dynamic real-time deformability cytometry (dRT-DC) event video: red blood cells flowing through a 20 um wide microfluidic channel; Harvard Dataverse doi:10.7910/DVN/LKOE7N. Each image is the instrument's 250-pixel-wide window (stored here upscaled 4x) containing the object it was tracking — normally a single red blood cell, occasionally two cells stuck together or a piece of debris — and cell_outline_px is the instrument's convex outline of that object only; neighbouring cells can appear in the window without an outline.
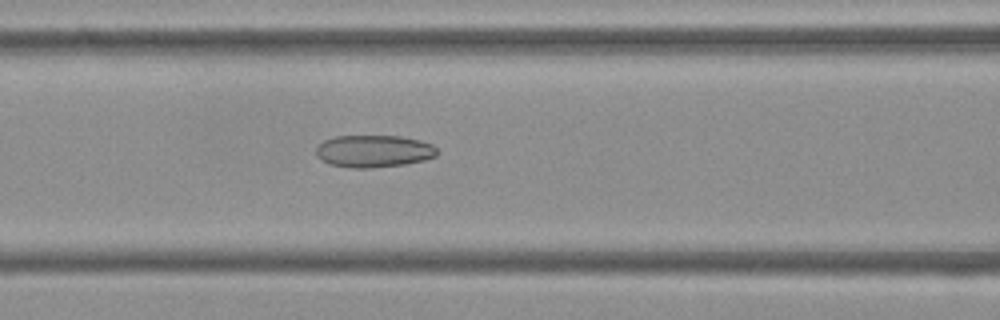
{"species": "Egyptian fruit bat (a non-hibernating species)", "species_latin": "Rousettus aegyptiacus", "temperature_condition": "cold", "stored_images_in_passage": 53, "camera_frame_rate_fps": 3000, "um_per_image_px": 0.085, "frame": {"image": 1, "passage_image": 22, "time_ms": 7.0, "image_size_px": [1000, 320], "cell_outline_px": [[440, 152], [436, 156], [424, 160], [404, 164], [372, 168], [352, 168], [328, 164], [320, 160], [316, 156], [316, 148], [324, 140], [336, 136], [400, 136], [420, 140], [432, 144]], "centroid_in_image_um": [31.77, 12.85], "position_along_channel_um": 134.8, "area_um2": 22.95}}
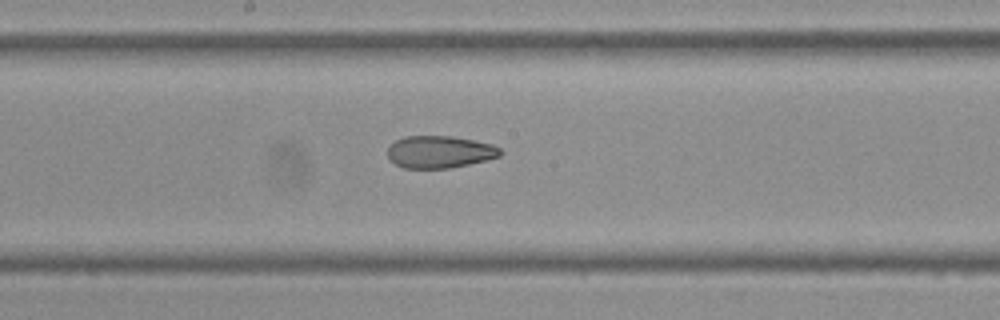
{"frame": {"image": 2, "passage_image": 28, "time_ms": 9.0, "image_size_px": [1000, 320], "cell_outline_px": [[500, 156], [468, 164], [448, 168], [404, 168], [388, 160], [388, 148], [396, 140], [404, 136], [452, 136], [492, 144], [500, 148]], "centroid_in_image_um": [37.33, 12.91], "position_along_channel_um": 210.9, "area_um2": 20.98}}
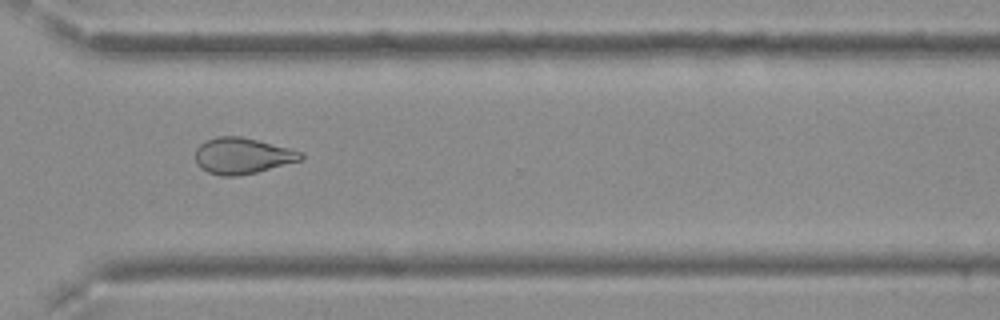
{"frame": {"image": 3, "passage_image": 39, "time_ms": 12.667, "image_size_px": [1000, 320], "cell_outline_px": [[304, 160], [256, 172], [236, 176], [220, 176], [208, 172], [200, 168], [196, 164], [196, 148], [200, 144], [216, 136], [240, 136], [304, 152]], "centroid_in_image_um": [20.61, 13.25], "position_along_channel_um": 350.0, "area_um2": 22.2}, "authors_computed_cell_mechanics": {"area_um2": 24.1026, "velocity_mm_per_s": 3.7966, "shape_relaxation_time_tau1_ms": null, "shape_relaxation_time_tau2_ms": 2.5143, "deformation_change_tau1": null, "deformation_change_tau2": 0.0964}}